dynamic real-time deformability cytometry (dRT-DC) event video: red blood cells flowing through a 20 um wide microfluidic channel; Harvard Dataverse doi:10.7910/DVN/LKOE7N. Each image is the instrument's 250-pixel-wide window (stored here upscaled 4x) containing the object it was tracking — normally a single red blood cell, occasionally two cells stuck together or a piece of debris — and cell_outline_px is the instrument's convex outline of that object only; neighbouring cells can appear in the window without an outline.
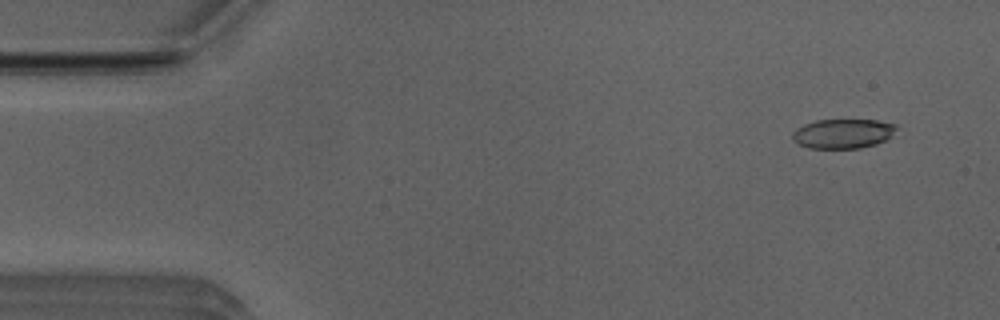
{"species": "Egyptian fruit bat (a non-hibernating species)", "species_latin": "Rousettus aegyptiacus", "temperature_condition": "room temperature", "stored_images_in_passage": 51, "camera_frame_rate_fps": 3000, "um_per_image_px": 0.085, "animal": {"sex": "male"}, "frame": {"image": 1, "passage_image": 4, "time_ms": 1.0, "image_size_px": [1000, 320], "cell_outline_px": [[896, 128], [892, 136], [876, 144], [860, 148], [808, 148], [796, 144], [792, 140], [792, 132], [796, 128], [804, 124], [816, 120], [876, 120], [896, 124]], "centroid_in_image_um": [71.61, 11.36], "position_along_channel_um": 13.4, "area_um2": 17.98}}
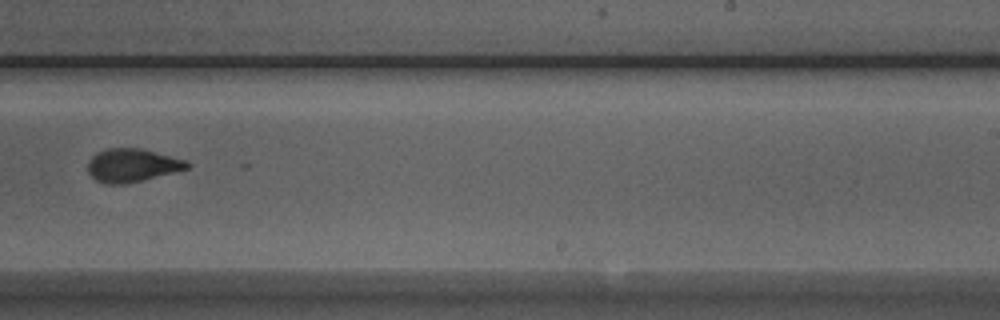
{"frame": {"image": 2, "passage_image": 32, "time_ms": 10.333, "image_size_px": [1000, 320], "cell_outline_px": [[192, 164], [188, 168], [124, 184], [104, 184], [96, 180], [88, 172], [88, 160], [96, 152], [108, 148], [140, 148], [188, 160]], "centroid_in_image_um": [11.21, 14.03], "position_along_channel_um": 277.8, "area_um2": 19.13}}
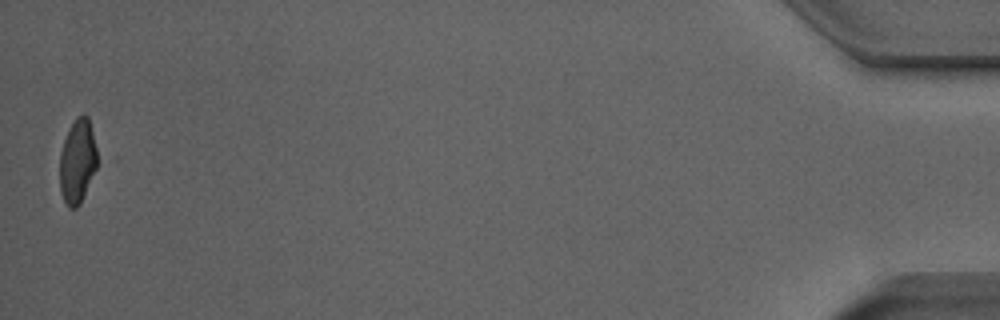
{"frame": {"image": 3, "passage_image": 51, "time_ms": 16.667, "image_size_px": [1000, 320], "cell_outline_px": [[96, 168], [80, 204], [76, 208], [68, 208], [60, 192], [60, 152], [64, 140], [76, 116], [84, 112], [88, 116], [96, 148]], "centroid_in_image_um": [6.57, 13.71], "position_along_channel_um": 428.6, "area_um2": 18.21}, "authors_computed_cell_mechanics": {"area_um2": 19.652, "velocity_mm_per_s": 3.9895, "shape_relaxation_time_tau1_ms": 4.7407, "shape_relaxation_time_tau2_ms": 1.3128, "deformation_change_tau1": 0.176, "deformation_change_tau2": 0.0793}}